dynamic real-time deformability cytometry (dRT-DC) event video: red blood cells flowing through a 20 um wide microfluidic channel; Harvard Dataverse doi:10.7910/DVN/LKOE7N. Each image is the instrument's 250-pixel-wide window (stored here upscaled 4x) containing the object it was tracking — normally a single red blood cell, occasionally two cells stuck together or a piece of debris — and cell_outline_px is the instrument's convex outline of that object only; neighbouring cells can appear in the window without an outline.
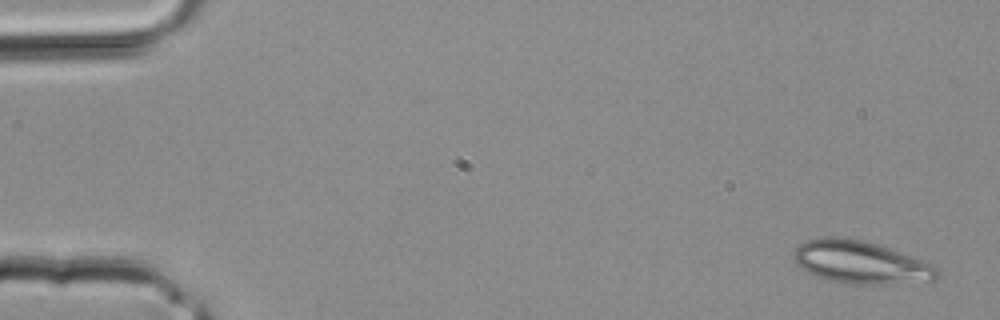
{"species": "common noctule bat (a hibernating species)", "species_latin": "Nyctalus noctula", "temperature_condition": "room temperature", "stored_images_in_passage": 4, "camera_frame_rate_fps": 3000, "um_per_image_px": 0.085, "animal": {"sex": "male", "body_mass_g": 20.4}, "frame": {"image": 1, "passage_image": 1, "time_ms": 0.0, "image_size_px": [1000, 320], "cell_outline_px": [[940, 280], [880, 284], [852, 284], [832, 280], [808, 272], [796, 264], [792, 256], [796, 248], [804, 240], [824, 236], [832, 236], [864, 240], [936, 264], [940, 272]], "centroid_in_image_um": [73.2, 22.28], "position_along_channel_um": 11.8, "area_um2": 35.78}}